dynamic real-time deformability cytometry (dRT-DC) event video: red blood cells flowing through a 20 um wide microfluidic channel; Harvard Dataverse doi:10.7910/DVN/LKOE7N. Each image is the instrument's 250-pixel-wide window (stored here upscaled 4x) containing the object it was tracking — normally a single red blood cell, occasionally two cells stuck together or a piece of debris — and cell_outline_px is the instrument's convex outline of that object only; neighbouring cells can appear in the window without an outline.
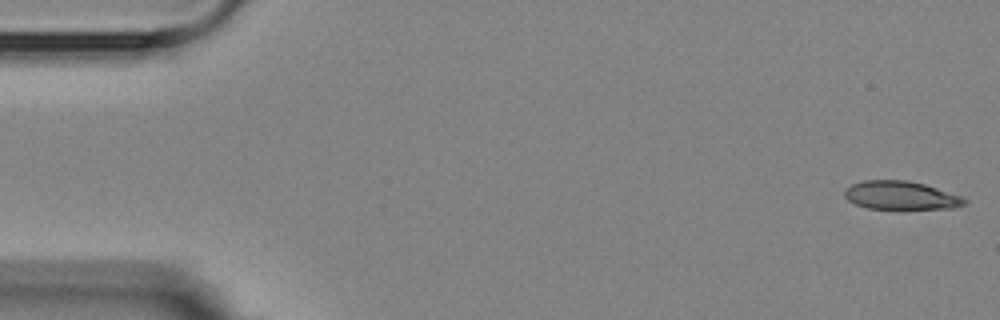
{"species": "Egyptian fruit bat (a non-hibernating species)", "species_latin": "Rousettus aegyptiacus", "temperature_condition": "room temperature", "stored_images_in_passage": 5, "camera_frame_rate_fps": 3000, "um_per_image_px": 0.085, "animal": {"sex": "female"}, "frame": {"image": 1, "passage_image": 1, "time_ms": 0.0, "image_size_px": [1000, 320], "cell_outline_px": [[968, 200], [964, 204], [952, 208], [900, 212], [868, 208], [856, 204], [848, 200], [844, 196], [844, 188], [852, 184], [864, 180], [908, 180], [924, 184], [960, 196]], "centroid_in_image_um": [76.55, 16.66], "position_along_channel_um": 8.4, "area_um2": 20.75}}
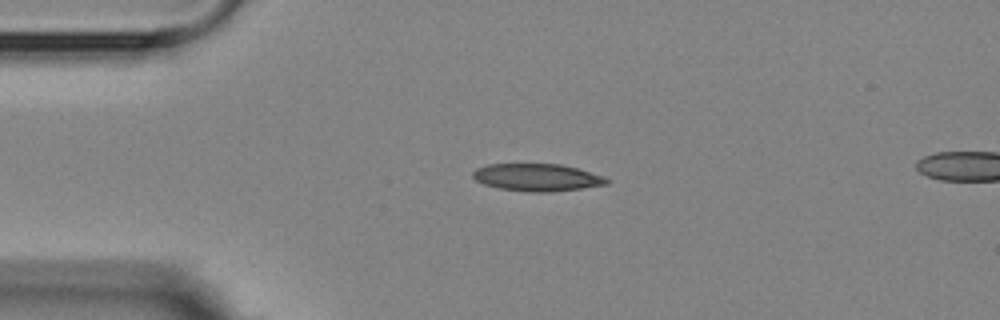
{"frame": {"image": 2, "passage_image": 4, "time_ms": 3.667, "image_size_px": [1000, 320], "cell_outline_px": [[608, 184], [552, 192], [528, 192], [500, 188], [484, 184], [476, 180], [472, 176], [472, 172], [476, 168], [488, 164], [560, 164], [576, 168], [604, 176], [608, 180]], "centroid_in_image_um": [45.63, 15.08], "position_along_channel_um": 39.4, "area_um2": 21.21}}